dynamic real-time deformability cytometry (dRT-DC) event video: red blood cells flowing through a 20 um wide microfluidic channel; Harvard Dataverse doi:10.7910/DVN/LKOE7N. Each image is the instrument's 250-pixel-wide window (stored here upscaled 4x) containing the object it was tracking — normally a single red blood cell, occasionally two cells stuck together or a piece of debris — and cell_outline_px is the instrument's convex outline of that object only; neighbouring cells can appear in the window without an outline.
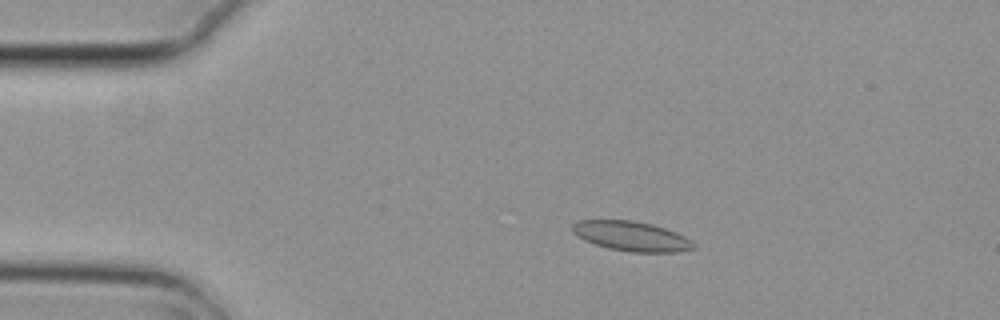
{"species": "common noctule bat (a hibernating species)", "species_latin": "Nyctalus noctula", "temperature_condition": "cold", "stored_images_in_passage": 3, "camera_frame_rate_fps": 3000, "um_per_image_px": 0.085, "animal": {"sex": "female", "body_mass_g": 29.2, "forearm_length_mm": 56.3}, "frame": {"image": 1, "passage_image": 2, "time_ms": 0.333, "image_size_px": [1000, 320], "cell_outline_px": [[696, 248], [680, 252], [632, 252], [608, 248], [584, 240], [576, 236], [572, 232], [572, 224], [580, 220], [632, 220], [652, 224], [676, 232], [692, 240], [696, 244]], "centroid_in_image_um": [53.69, 20.08], "position_along_channel_um": 31.3, "area_um2": 21.1}}